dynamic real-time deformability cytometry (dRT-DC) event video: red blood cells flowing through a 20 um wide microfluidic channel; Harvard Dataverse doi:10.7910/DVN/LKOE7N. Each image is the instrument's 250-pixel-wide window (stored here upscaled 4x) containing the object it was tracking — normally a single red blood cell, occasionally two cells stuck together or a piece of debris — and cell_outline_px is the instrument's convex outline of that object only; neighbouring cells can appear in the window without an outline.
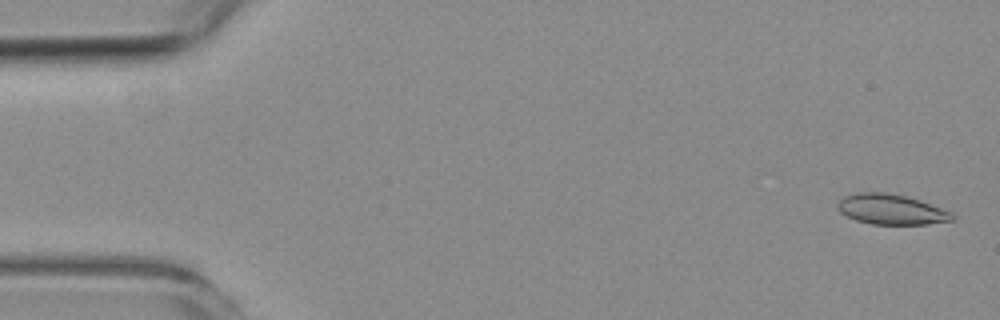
{"species": "common noctule bat (a hibernating species)", "species_latin": "Nyctalus noctula", "temperature_condition": "room temperature", "stored_images_in_passage": 55, "camera_frame_rate_fps": 3000, "um_per_image_px": 0.085, "animal": {"sex": "female", "body_mass_g": 19.3, "forearm_length_mm": 54.1}, "frame": {"image": 1, "passage_image": 2, "time_ms": 0.333, "image_size_px": [1000, 320], "cell_outline_px": [[956, 220], [928, 224], [872, 224], [856, 220], [840, 212], [836, 208], [836, 204], [844, 196], [856, 192], [884, 192], [904, 196], [920, 200], [952, 212], [956, 216]], "centroid_in_image_um": [75.76, 17.8], "position_along_channel_um": 9.2, "area_um2": 20.29}}
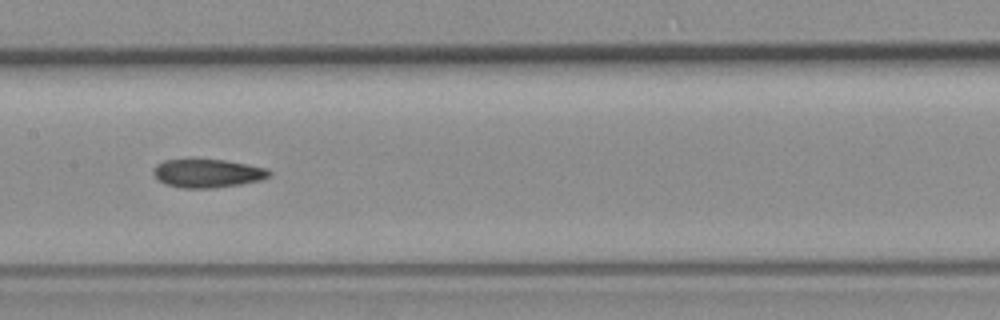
{"frame": {"image": 2, "passage_image": 27, "time_ms": 8.667, "image_size_px": [1000, 320], "cell_outline_px": [[272, 172], [268, 176], [260, 180], [240, 184], [212, 188], [180, 188], [164, 184], [152, 172], [156, 164], [164, 160], [224, 160], [248, 164], [268, 168]], "centroid_in_image_um": [17.64, 14.73], "position_along_channel_um": 189.8, "area_um2": 19.07}}
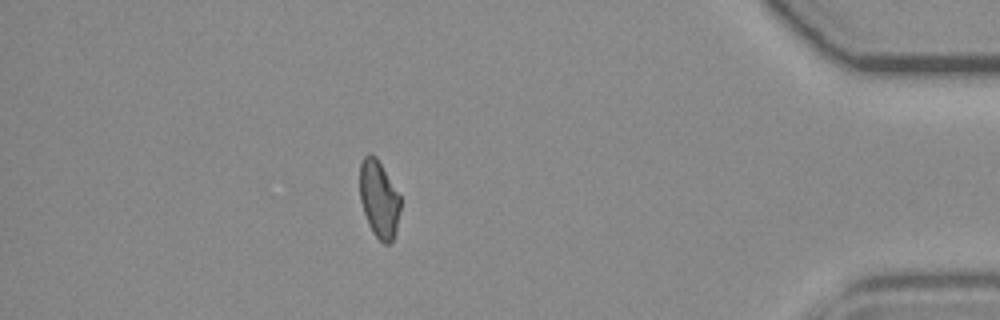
{"frame": {"image": 3, "passage_image": 48, "time_ms": 15.667, "image_size_px": [1000, 320], "cell_outline_px": [[400, 208], [396, 232], [392, 240], [388, 244], [384, 244], [372, 232], [368, 224], [360, 200], [360, 164], [364, 156], [368, 152], [376, 156], [400, 196]], "centroid_in_image_um": [32.2, 16.92], "position_along_channel_um": 403.0, "area_um2": 18.21}, "authors_computed_cell_mechanics": {"area_um2": 19.5364, "velocity_mm_per_s": 3.7478, "shape_relaxation_time_tau1_ms": null, "shape_relaxation_time_tau2_ms": 5.4667, "deformation_change_tau1": null, "deformation_change_tau2": 0.1114}}